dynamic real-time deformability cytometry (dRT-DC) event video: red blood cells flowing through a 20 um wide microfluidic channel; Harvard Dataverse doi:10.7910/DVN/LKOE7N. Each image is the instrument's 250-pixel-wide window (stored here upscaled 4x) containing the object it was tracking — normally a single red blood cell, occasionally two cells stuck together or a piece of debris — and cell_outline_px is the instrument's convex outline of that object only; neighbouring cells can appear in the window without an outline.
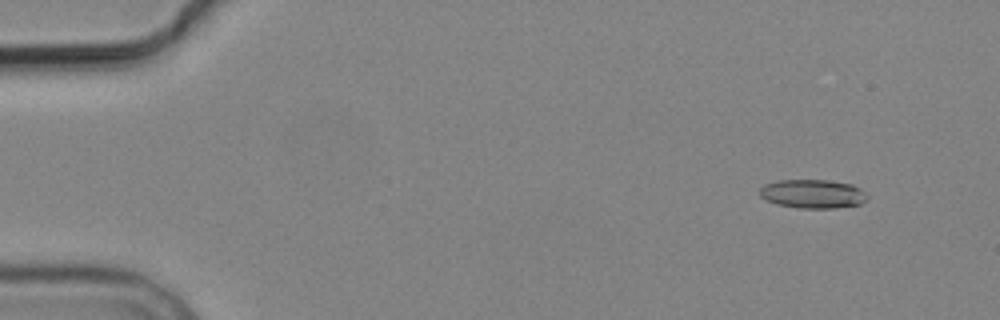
{"species": "common noctule bat (a hibernating species)", "species_latin": "Nyctalus noctula", "temperature_condition": "cold", "stored_images_in_passage": 5, "camera_frame_rate_fps": 3000, "um_per_image_px": 0.085, "animal": {"sex": "male", "body_mass_g": 19.2, "forearm_length_mm": 51.8}, "frame": {"image": 1, "passage_image": 2, "time_ms": 1.0, "image_size_px": [1000, 320], "cell_outline_px": [[868, 196], [860, 204], [836, 208], [796, 208], [776, 204], [760, 196], [760, 188], [764, 184], [776, 180], [828, 180], [852, 184], [860, 188]], "centroid_in_image_um": [69.06, 16.47], "position_along_channel_um": 15.9, "area_um2": 18.09}}
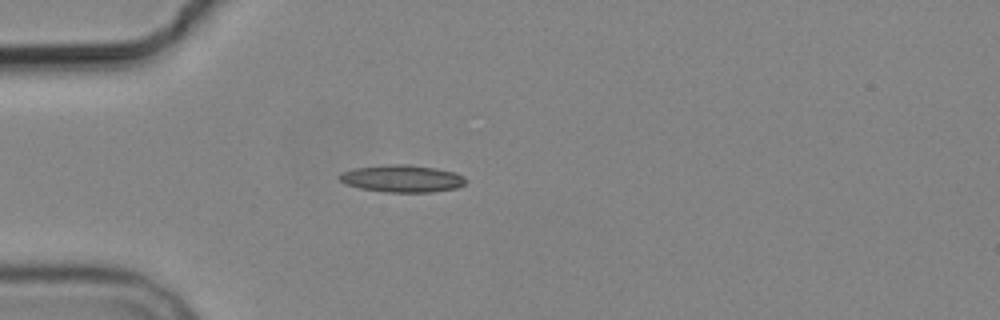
{"frame": {"image": 2, "passage_image": 5, "time_ms": 4.667, "image_size_px": [1000, 320], "cell_outline_px": [[468, 180], [464, 184], [456, 188], [432, 192], [384, 192], [360, 188], [344, 184], [336, 176], [340, 172], [356, 168], [388, 164], [408, 164], [436, 168], [456, 172], [464, 176]], "centroid_in_image_um": [34.17, 15.17], "position_along_channel_um": 50.8, "area_um2": 20.29}}